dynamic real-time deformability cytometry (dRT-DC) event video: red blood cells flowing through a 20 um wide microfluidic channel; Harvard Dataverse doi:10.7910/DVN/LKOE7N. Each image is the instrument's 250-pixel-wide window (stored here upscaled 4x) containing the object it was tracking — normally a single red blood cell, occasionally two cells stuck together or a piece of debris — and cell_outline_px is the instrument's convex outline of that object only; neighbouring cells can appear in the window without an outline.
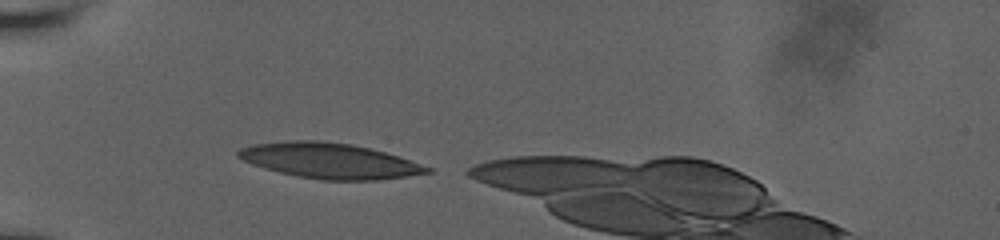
{"species": "human", "species_latin": "Homo sapiens", "temperature_condition": "room temperature", "stored_images_in_passage": 32, "camera_frame_rate_fps": 3000, "um_per_image_px": 0.085, "donor": {"sex": "male"}, "frame": {"image": 1, "passage_image": 1, "time_ms": 0.0, "image_size_px": [1000, 240], "cell_outline_px": [[432, 172], [408, 176], [376, 180], [324, 180], [296, 176], [264, 168], [252, 164], [236, 156], [236, 152], [240, 148], [252, 144], [284, 140], [320, 140], [352, 144], [400, 156], [432, 168]], "centroid_in_image_um": [27.99, 13.65], "position_along_channel_um": 57.0, "area_um2": 39.07}}
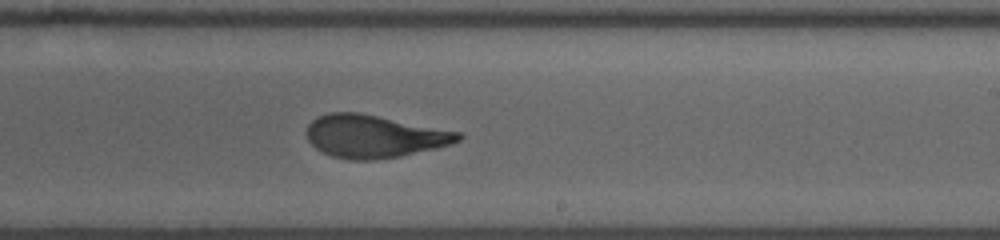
{"frame": {"image": 2, "passage_image": 18, "time_ms": 5.667, "image_size_px": [1000, 240], "cell_outline_px": [[464, 136], [460, 140], [436, 148], [400, 156], [372, 160], [348, 160], [332, 156], [316, 148], [308, 140], [304, 132], [308, 124], [316, 116], [328, 112], [360, 112], [464, 132]], "centroid_in_image_um": [31.79, 11.56], "position_along_channel_um": 257.2, "area_um2": 38.21}}
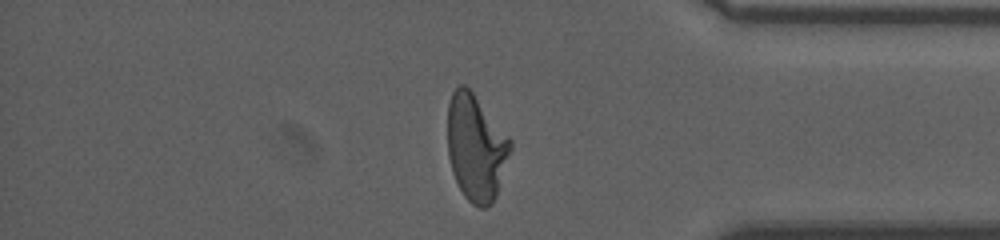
{"frame": {"image": 3, "passage_image": 30, "time_ms": 9.667, "image_size_px": [1000, 240], "cell_outline_px": [[512, 148], [496, 196], [492, 204], [484, 208], [480, 208], [472, 204], [464, 196], [452, 172], [448, 156], [448, 104], [452, 92], [460, 84], [464, 84], [472, 92], [512, 140]], "centroid_in_image_um": [40.46, 12.56], "position_along_channel_um": 394.7, "area_um2": 38.78}}